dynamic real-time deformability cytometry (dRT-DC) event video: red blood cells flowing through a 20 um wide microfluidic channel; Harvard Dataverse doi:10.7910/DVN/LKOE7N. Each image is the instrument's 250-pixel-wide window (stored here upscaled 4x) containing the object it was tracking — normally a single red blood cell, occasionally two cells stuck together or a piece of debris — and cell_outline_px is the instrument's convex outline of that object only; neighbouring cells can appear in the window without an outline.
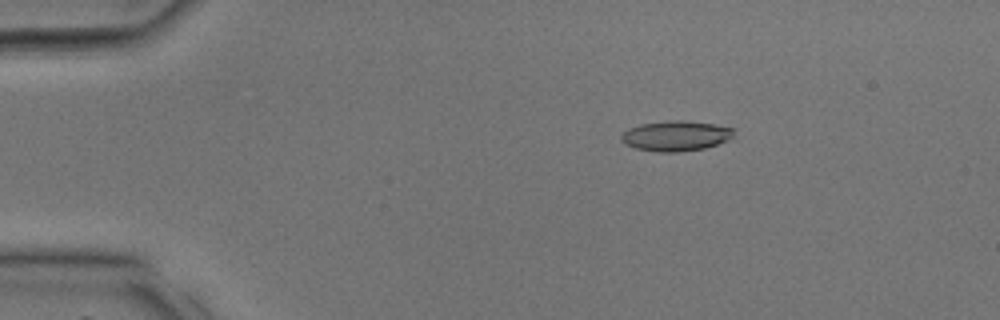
{"species": "common noctule bat (a hibernating species)", "species_latin": "Nyctalus noctula", "temperature_condition": "room temperature", "stored_images_in_passage": 30, "camera_frame_rate_fps": 3000, "um_per_image_px": 0.085, "animal": {"sex": "male", "body_mass_g": 17.9, "forearm_length_mm": 54.2}, "frame": {"image": 1, "passage_image": 1, "time_ms": 0.0, "image_size_px": [1000, 320], "cell_outline_px": [[736, 128], [732, 136], [728, 140], [704, 148], [680, 152], [656, 152], [636, 148], [624, 144], [620, 140], [620, 136], [628, 128], [640, 124], [672, 120], [684, 120], [712, 124]], "centroid_in_image_um": [57.42, 11.55], "position_along_channel_um": 27.6, "area_um2": 19.88}}
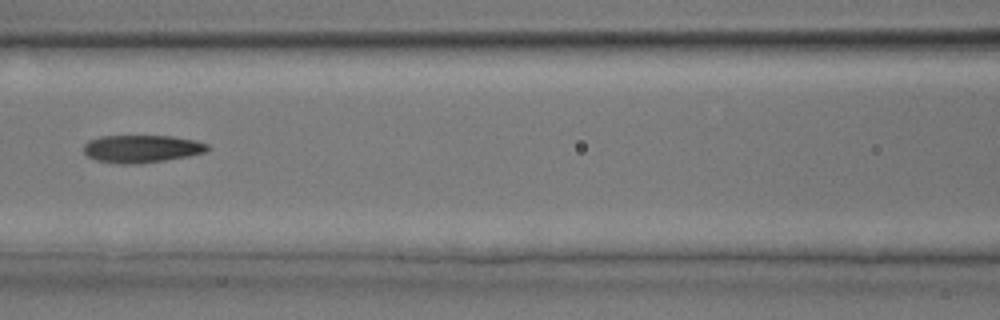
{"frame": {"image": 2, "passage_image": 11, "time_ms": 3.333, "image_size_px": [1000, 320], "cell_outline_px": [[208, 148], [204, 152], [188, 156], [164, 160], [136, 164], [120, 164], [96, 160], [88, 156], [84, 152], [84, 144], [88, 140], [100, 136], [172, 136], [196, 140], [208, 144]], "centroid_in_image_um": [12.02, 12.64], "position_along_channel_um": 154.6, "area_um2": 19.88}}
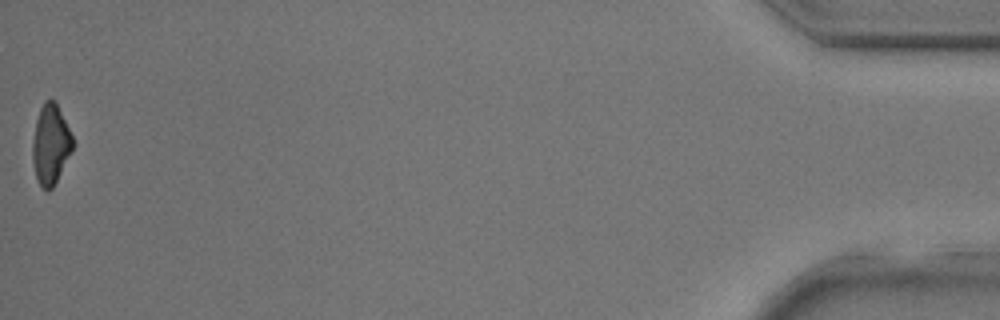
{"frame": {"image": 3, "passage_image": 30, "time_ms": 9.667, "image_size_px": [1000, 320], "cell_outline_px": [[76, 144], [72, 152], [52, 188], [48, 192], [36, 180], [32, 160], [32, 144], [36, 120], [40, 108], [44, 100], [52, 100], [56, 104]], "centroid_in_image_um": [4.3, 12.31], "position_along_channel_um": 430.9, "area_um2": 18.61}}